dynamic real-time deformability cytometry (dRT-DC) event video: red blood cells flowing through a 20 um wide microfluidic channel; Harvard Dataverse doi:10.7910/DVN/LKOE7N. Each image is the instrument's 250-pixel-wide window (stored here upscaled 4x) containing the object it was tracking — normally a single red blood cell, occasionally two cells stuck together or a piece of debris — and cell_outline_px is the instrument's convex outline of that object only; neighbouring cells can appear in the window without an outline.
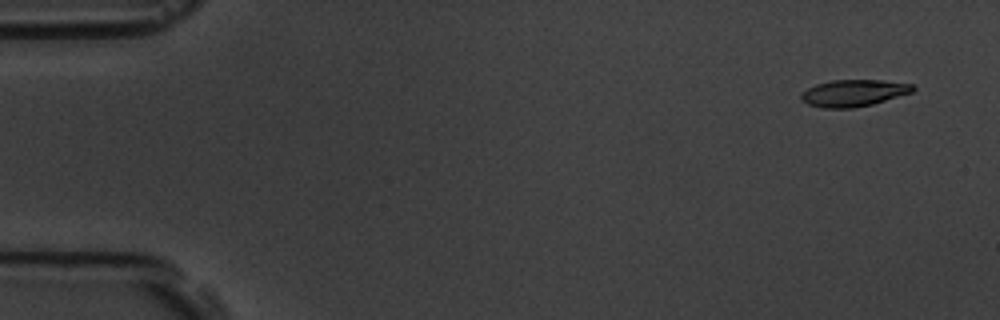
{"species": "common noctule bat (a hibernating species)", "species_latin": "Nyctalus noctula", "temperature_condition": "room temperature", "stored_images_in_passage": 8, "camera_frame_rate_fps": 3000, "um_per_image_px": 0.085, "animal": {"sex": "male", "body_mass_g": 19.5, "forearm_length_mm": 54.6}, "frame": {"image": 1, "passage_image": 1, "time_ms": 0.0, "image_size_px": [1000, 320], "cell_outline_px": [[916, 88], [912, 92], [872, 104], [852, 108], [824, 108], [808, 104], [800, 100], [800, 92], [816, 84], [832, 80], [880, 80], [912, 84]], "centroid_in_image_um": [72.51, 7.9], "position_along_channel_um": 12.5, "area_um2": 17.4}}
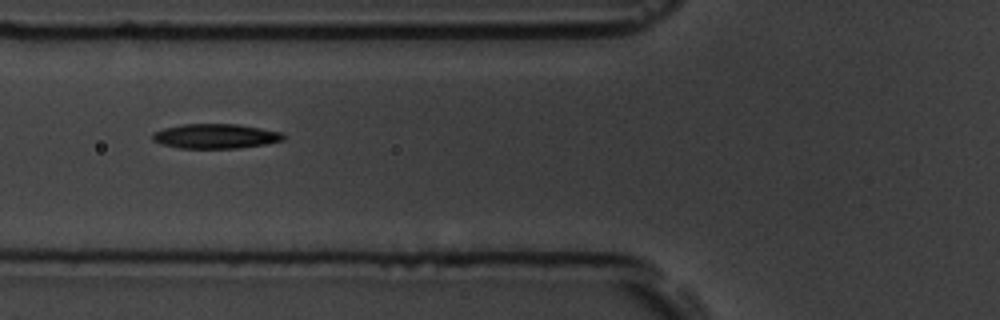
{"frame": {"image": 2, "passage_image": 6, "time_ms": 6.0, "image_size_px": [1000, 320], "cell_outline_px": [[288, 136], [284, 140], [264, 144], [240, 148], [180, 148], [160, 144], [152, 140], [152, 132], [164, 128], [184, 124], [236, 124], [260, 128], [280, 132]], "centroid_in_image_um": [18.31, 11.58], "position_along_channel_um": 107.5, "area_um2": 18.84}}
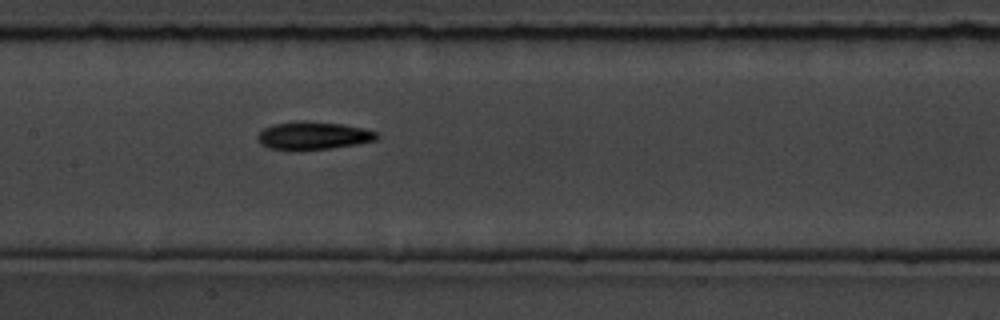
{"frame": {"image": 3, "passage_image": 8, "time_ms": 8.0, "image_size_px": [1000, 320], "cell_outline_px": [[380, 136], [376, 140], [356, 144], [332, 148], [300, 152], [288, 152], [268, 148], [260, 144], [256, 136], [264, 128], [272, 124], [300, 120], [340, 124], [364, 128], [380, 132]], "centroid_in_image_um": [26.59, 11.56], "position_along_channel_um": 180.8, "area_um2": 20.11}}